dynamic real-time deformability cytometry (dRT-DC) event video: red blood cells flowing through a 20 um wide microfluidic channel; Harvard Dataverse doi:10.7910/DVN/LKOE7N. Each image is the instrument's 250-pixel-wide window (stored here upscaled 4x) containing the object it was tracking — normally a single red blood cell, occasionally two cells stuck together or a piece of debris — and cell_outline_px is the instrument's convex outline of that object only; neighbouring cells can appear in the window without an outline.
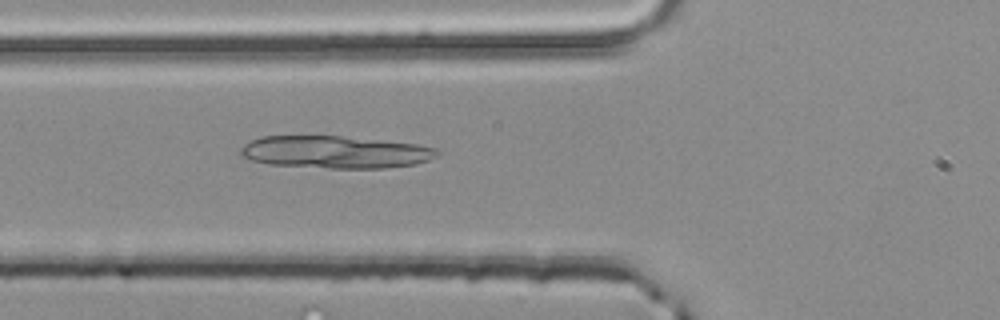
{"species": "common noctule bat (a hibernating species)", "species_latin": "Nyctalus noctula", "temperature_condition": "room temperature", "stored_images_in_passage": 39, "camera_frame_rate_fps": 3000, "um_per_image_px": 0.085, "animal": {"sex": "male", "body_mass_g": 20.4}, "frame": {"image": 1, "passage_image": 7, "time_ms": 2.0, "image_size_px": [1000, 320], "cell_outline_px": [[440, 152], [436, 156], [428, 160], [416, 164], [384, 168], [328, 168], [268, 164], [252, 160], [240, 156], [240, 148], [244, 144], [260, 136], [340, 136], [420, 144], [436, 148]], "centroid_in_image_um": [28.49, 12.92], "position_along_channel_um": 97.3, "area_um2": 37.22}}
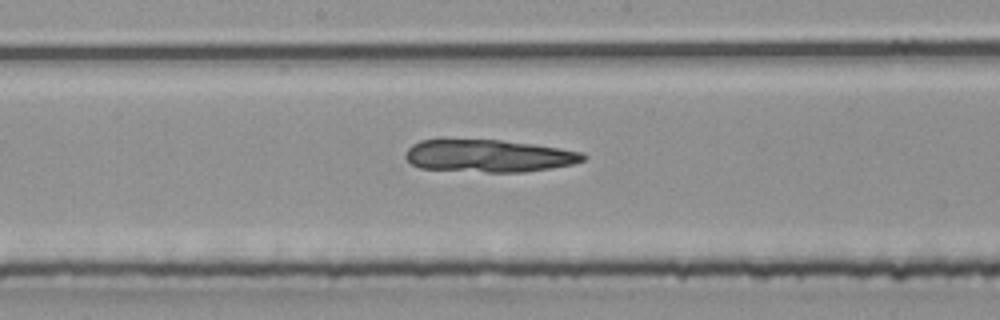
{"frame": {"image": 2, "passage_image": 15, "time_ms": 4.667, "image_size_px": [1000, 320], "cell_outline_px": [[588, 156], [584, 160], [572, 164], [552, 168], [524, 172], [488, 172], [420, 168], [412, 164], [404, 156], [404, 152], [412, 144], [420, 140], [440, 136], [500, 140], [532, 144], [584, 152]], "centroid_in_image_um": [41.45, 13.2], "position_along_channel_um": 206.8, "area_um2": 34.68}}
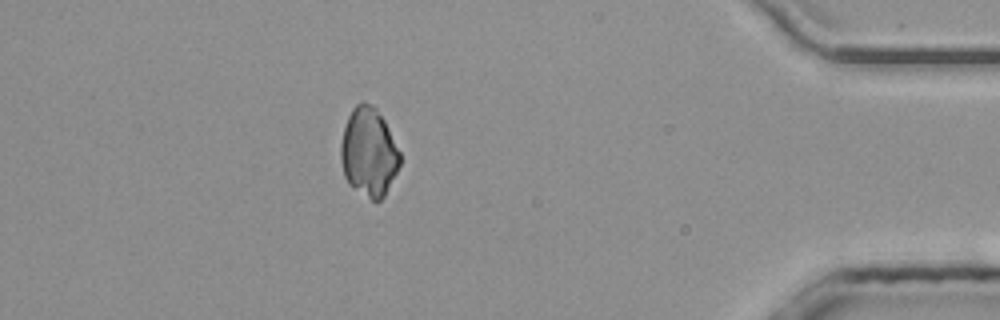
{"frame": {"image": 3, "passage_image": 33, "time_ms": 10.667, "image_size_px": [1000, 320], "cell_outline_px": [[400, 164], [384, 196], [376, 204], [348, 184], [344, 176], [340, 160], [340, 144], [344, 128], [348, 116], [352, 108], [360, 100], [364, 100], [372, 104], [376, 108], [384, 120], [400, 152]], "centroid_in_image_um": [31.32, 12.93], "position_along_channel_um": 403.9, "area_um2": 30.81}}